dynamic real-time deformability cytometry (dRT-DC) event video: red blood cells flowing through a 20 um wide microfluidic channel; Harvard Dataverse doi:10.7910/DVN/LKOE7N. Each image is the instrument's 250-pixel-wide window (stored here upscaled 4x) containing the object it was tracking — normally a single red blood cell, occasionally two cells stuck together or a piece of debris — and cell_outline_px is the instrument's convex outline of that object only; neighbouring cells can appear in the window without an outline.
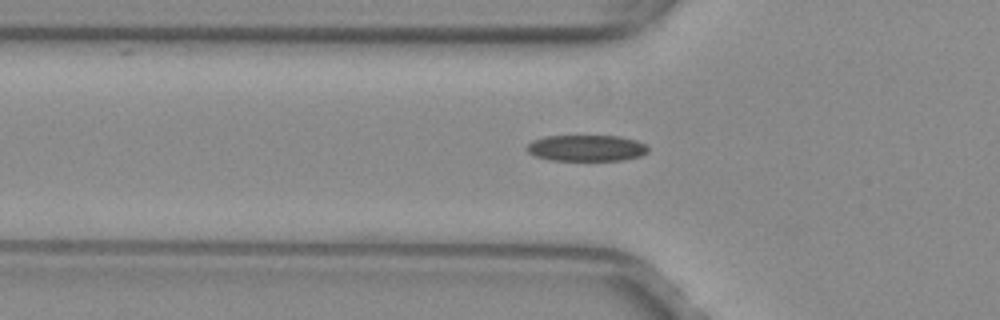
{"species": "common noctule bat (a hibernating species)", "species_latin": "Nyctalus noctula", "temperature_condition": "warm", "stored_images_in_passage": 38, "camera_frame_rate_fps": 3000, "um_per_image_px": 0.085, "animal": {"sex": "female", "body_mass_g": 29.2, "forearm_length_mm": 56.3}, "frame": {"image": 1, "passage_image": 10, "time_ms": 3.0, "image_size_px": [1000, 320], "cell_outline_px": [[648, 152], [640, 156], [624, 160], [552, 160], [536, 156], [528, 152], [524, 148], [532, 140], [544, 136], [620, 136], [636, 140], [644, 144], [648, 148]], "centroid_in_image_um": [49.83, 12.58], "position_along_channel_um": 76.0, "area_um2": 18.55}}
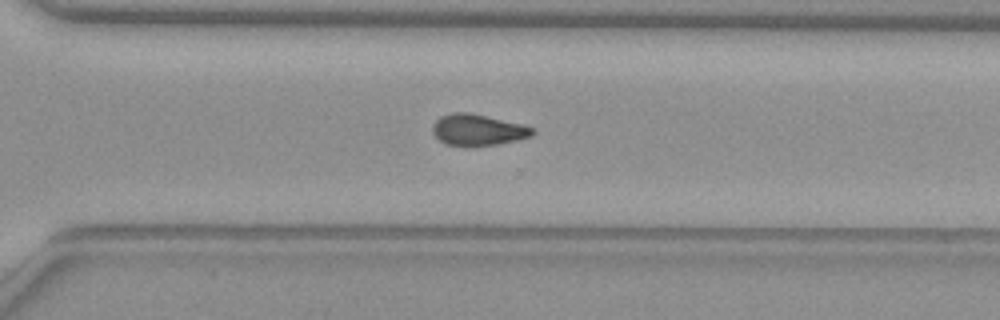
{"frame": {"image": 2, "passage_image": 29, "time_ms": 9.333, "image_size_px": [1000, 320], "cell_outline_px": [[536, 132], [532, 136], [516, 140], [496, 144], [472, 148], [444, 144], [432, 132], [432, 124], [440, 116], [452, 112], [468, 112], [520, 124], [532, 128]], "centroid_in_image_um": [40.56, 11.06], "position_along_channel_um": 330.0, "area_um2": 18.38}}
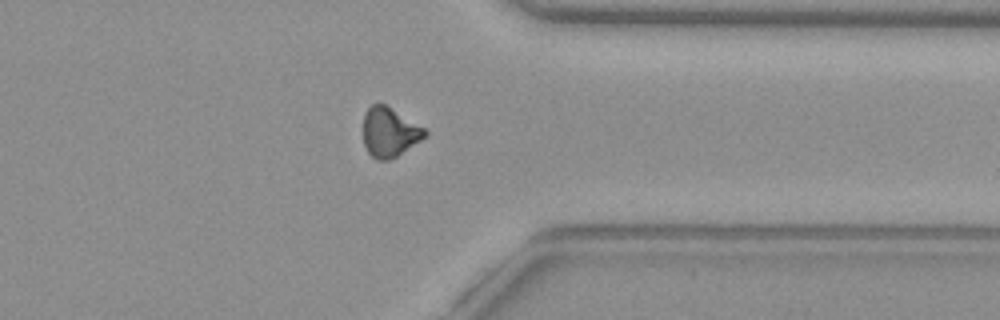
{"frame": {"image": 3, "passage_image": 33, "time_ms": 10.667, "image_size_px": [1000, 320], "cell_outline_px": [[428, 136], [396, 156], [388, 160], [376, 160], [368, 152], [364, 144], [364, 112], [372, 104], [384, 104], [424, 128], [428, 132]], "centroid_in_image_um": [33.11, 11.25], "position_along_channel_um": 378.3, "area_um2": 17.51}}